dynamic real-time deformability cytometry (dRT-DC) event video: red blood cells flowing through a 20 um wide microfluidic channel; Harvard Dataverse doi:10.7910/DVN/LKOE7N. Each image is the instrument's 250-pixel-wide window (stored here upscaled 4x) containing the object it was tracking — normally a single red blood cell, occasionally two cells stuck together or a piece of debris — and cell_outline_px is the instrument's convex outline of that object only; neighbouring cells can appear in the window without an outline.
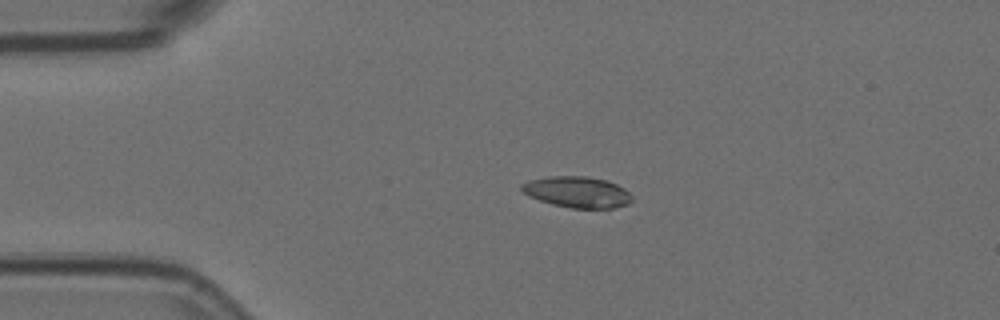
{"species": "Egyptian fruit bat (a non-hibernating species)", "species_latin": "Rousettus aegyptiacus", "temperature_condition": "room temperature", "stored_images_in_passage": 2, "camera_frame_rate_fps": 3000, "um_per_image_px": 0.085, "animal": {"sex": "female"}, "frame": {"image": 1, "passage_image": 1, "time_ms": 0.0, "image_size_px": [1000, 320], "cell_outline_px": [[632, 200], [628, 204], [612, 208], [572, 208], [552, 204], [528, 196], [520, 188], [520, 184], [528, 180], [548, 176], [588, 176], [604, 180], [616, 184], [624, 188], [632, 196]], "centroid_in_image_um": [49.04, 16.32], "position_along_channel_um": 36.0, "area_um2": 20.0}}